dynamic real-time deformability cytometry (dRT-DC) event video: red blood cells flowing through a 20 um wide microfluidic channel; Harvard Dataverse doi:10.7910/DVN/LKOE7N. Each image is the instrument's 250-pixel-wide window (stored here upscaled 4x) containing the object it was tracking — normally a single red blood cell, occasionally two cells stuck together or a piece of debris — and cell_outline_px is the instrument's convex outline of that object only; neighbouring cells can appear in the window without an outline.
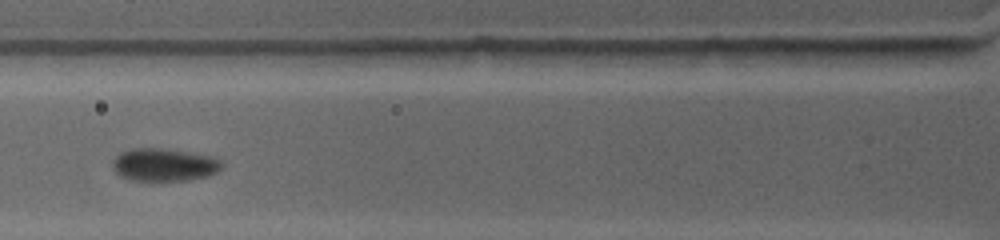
{"species": "common noctule bat (a hibernating species)", "species_latin": "Nyctalus noctula", "temperature_condition": "warm", "stored_images_in_passage": 10, "camera_frame_rate_fps": 4500, "um_per_image_px": 0.085, "animal": {"sex": "female", "body_mass_g": 19.0, "forearm_length_mm": 53.3}, "frame": {"image": 1, "passage_image": 4, "time_ms": 2.667, "image_size_px": [1000, 240], "cell_outline_px": [[220, 168], [216, 172], [208, 176], [192, 180], [128, 180], [120, 176], [112, 168], [112, 164], [116, 156], [120, 152], [128, 148], [160, 148], [208, 156], [216, 160], [220, 164]], "centroid_in_image_um": [13.85, 14.01], "position_along_channel_um": 112.0, "area_um2": 20.52}}
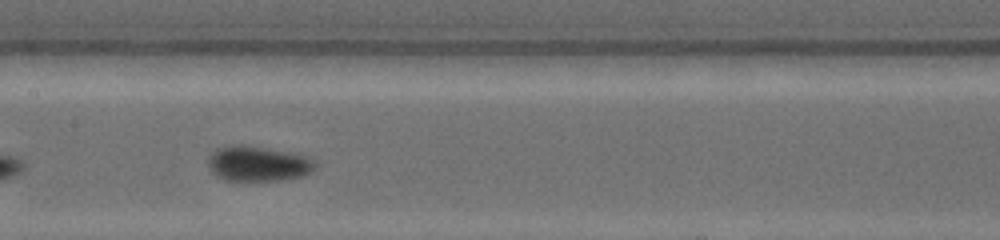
{"frame": {"image": 2, "passage_image": 6, "time_ms": 4.667, "image_size_px": [1000, 240], "cell_outline_px": [[316, 164], [308, 172], [300, 176], [284, 180], [224, 180], [216, 176], [208, 168], [208, 160], [212, 152], [216, 148], [228, 144], [244, 144], [268, 148], [304, 156], [312, 160]], "centroid_in_image_um": [21.82, 13.89], "position_along_channel_um": 185.6, "area_um2": 21.79}}
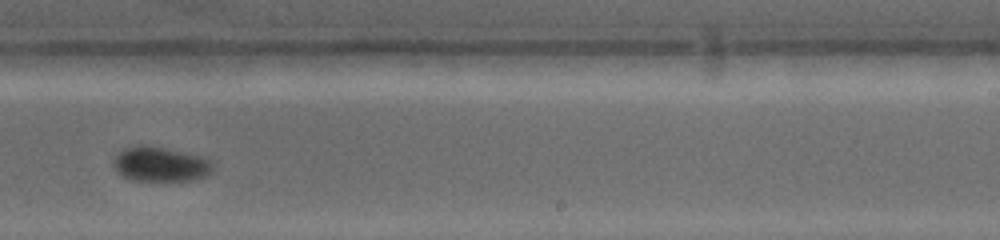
{"frame": {"image": 3, "passage_image": 9, "time_ms": 7.111, "image_size_px": [1000, 240], "cell_outline_px": [[212, 172], [208, 176], [192, 180], [132, 180], [116, 172], [112, 164], [112, 160], [124, 148], [140, 144], [144, 144], [168, 148], [200, 156], [208, 160], [212, 164]], "centroid_in_image_um": [13.6, 13.95], "position_along_channel_um": 275.4, "area_um2": 20.17}}